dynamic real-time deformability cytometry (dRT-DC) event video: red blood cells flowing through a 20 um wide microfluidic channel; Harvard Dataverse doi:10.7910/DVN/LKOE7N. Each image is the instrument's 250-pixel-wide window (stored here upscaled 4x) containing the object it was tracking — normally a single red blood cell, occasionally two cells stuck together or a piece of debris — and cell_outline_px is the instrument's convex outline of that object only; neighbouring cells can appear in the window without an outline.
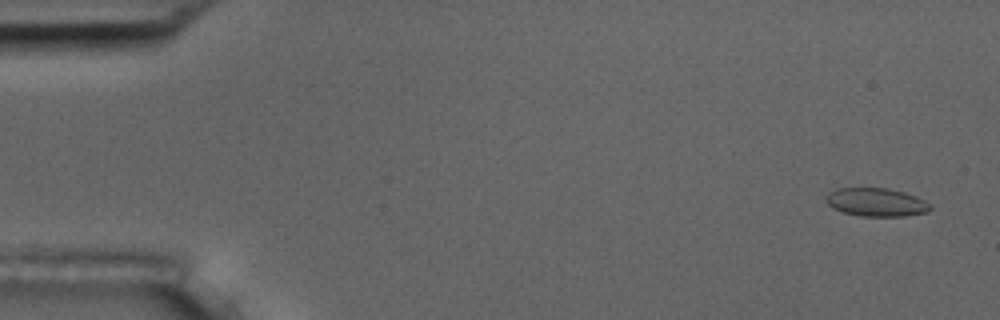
{"species": "common noctule bat (a hibernating species)", "species_latin": "Nyctalus noctula", "temperature_condition": "room temperature", "stored_images_in_passage": 5, "camera_frame_rate_fps": 3000, "um_per_image_px": 0.085, "animal": {"sex": "male", "body_mass_g": 17.5, "forearm_length_mm": 52.3}, "frame": {"image": 1, "passage_image": 1, "time_ms": 0.0, "image_size_px": [1000, 320], "cell_outline_px": [[932, 208], [928, 212], [904, 216], [860, 216], [844, 212], [832, 208], [824, 200], [828, 192], [840, 188], [888, 188], [904, 192], [916, 196], [932, 204]], "centroid_in_image_um": [74.49, 17.19], "position_along_channel_um": 10.5, "area_um2": 17.34}}
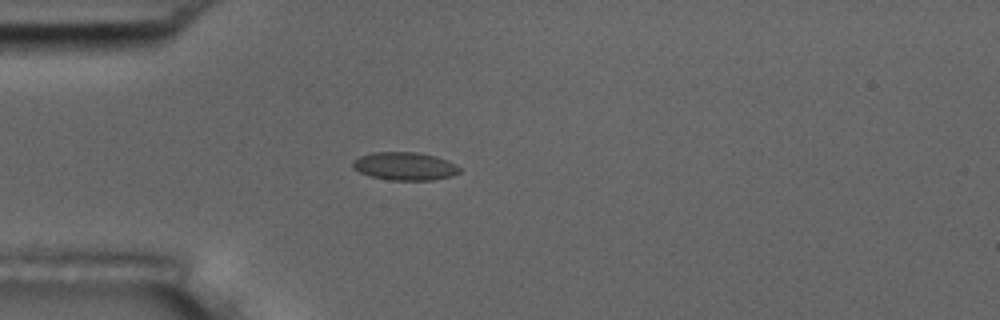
{"frame": {"image": 2, "passage_image": 5, "time_ms": 4.333, "image_size_px": [1000, 320], "cell_outline_px": [[460, 172], [452, 176], [432, 180], [392, 180], [372, 176], [360, 172], [352, 168], [352, 160], [360, 156], [372, 152], [416, 152], [436, 156], [448, 160], [456, 164], [460, 168]], "centroid_in_image_um": [34.41, 14.12], "position_along_channel_um": 50.6, "area_um2": 17.51}}